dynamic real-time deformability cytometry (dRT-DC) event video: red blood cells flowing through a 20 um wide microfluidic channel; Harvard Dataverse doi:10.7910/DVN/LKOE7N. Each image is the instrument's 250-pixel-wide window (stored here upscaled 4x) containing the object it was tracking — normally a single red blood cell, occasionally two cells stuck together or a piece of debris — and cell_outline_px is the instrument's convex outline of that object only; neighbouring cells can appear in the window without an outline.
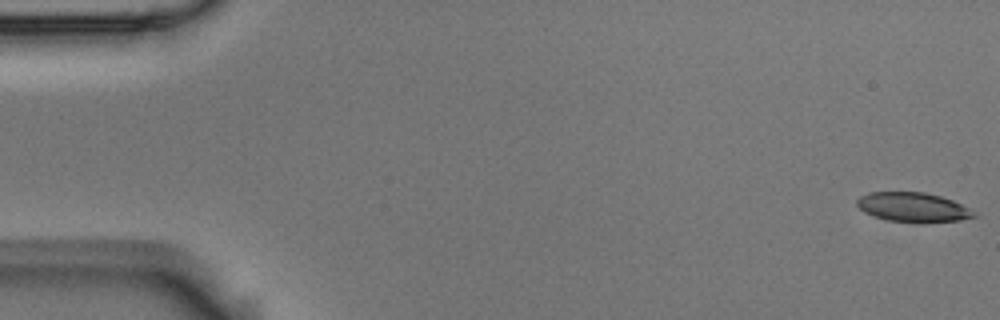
{"species": "Egyptian fruit bat (a non-hibernating species)", "species_latin": "Rousettus aegyptiacus", "temperature_condition": "room temperature", "stored_images_in_passage": 54, "camera_frame_rate_fps": 3000, "um_per_image_px": 0.085, "animal": {"sex": "male"}, "frame": {"image": 1, "passage_image": 1, "time_ms": 0.0, "image_size_px": [1000, 320], "cell_outline_px": [[980, 216], [960, 220], [888, 220], [864, 212], [856, 204], [856, 200], [860, 196], [868, 192], [924, 192], [940, 196], [952, 200], [976, 212]], "centroid_in_image_um": [77.59, 17.57], "position_along_channel_um": 7.4, "area_um2": 19.31}}
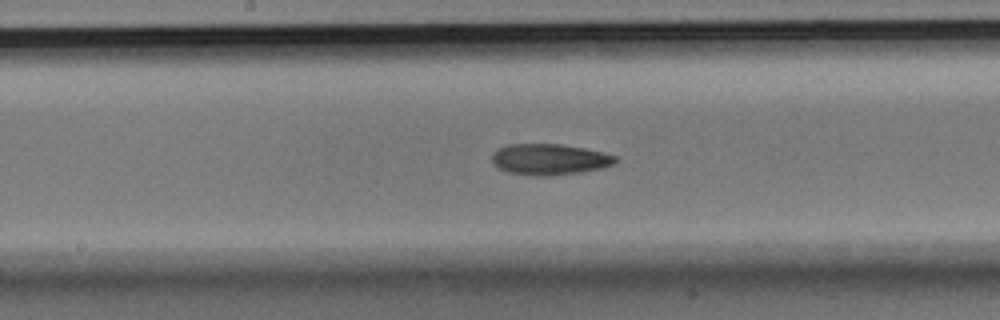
{"frame": {"image": 2, "passage_image": 28, "time_ms": 9.0, "image_size_px": [1000, 320], "cell_outline_px": [[616, 160], [612, 164], [600, 168], [580, 172], [548, 176], [532, 176], [508, 172], [492, 164], [492, 152], [508, 144], [560, 144], [584, 148], [616, 156]], "centroid_in_image_um": [46.64, 13.55], "position_along_channel_um": 201.6, "area_um2": 22.14}}
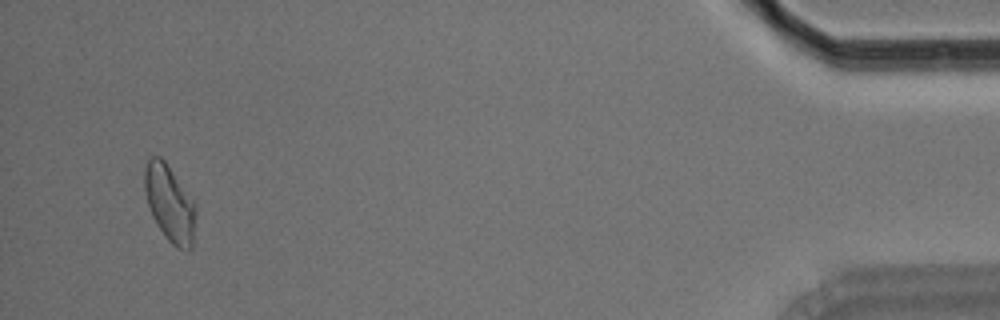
{"frame": {"image": 3, "passage_image": 52, "time_ms": 17.0, "image_size_px": [1000, 320], "cell_outline_px": [[196, 216], [192, 248], [176, 248], [164, 236], [152, 216], [148, 204], [144, 188], [144, 172], [148, 160], [152, 156], [160, 156], [164, 160], [196, 204]], "centroid_in_image_um": [14.43, 17.3], "position_along_channel_um": 420.8, "area_um2": 22.66}, "authors_computed_cell_mechanics": {"area_um2": 21.7906, "velocity_mm_per_s": 3.7135, "shape_relaxation_time_tau1_ms": 9.9909, "shape_relaxation_time_tau2_ms": 5.319, "deformation_change_tau1": 0.1774, "deformation_change_tau2": 0.1325}}